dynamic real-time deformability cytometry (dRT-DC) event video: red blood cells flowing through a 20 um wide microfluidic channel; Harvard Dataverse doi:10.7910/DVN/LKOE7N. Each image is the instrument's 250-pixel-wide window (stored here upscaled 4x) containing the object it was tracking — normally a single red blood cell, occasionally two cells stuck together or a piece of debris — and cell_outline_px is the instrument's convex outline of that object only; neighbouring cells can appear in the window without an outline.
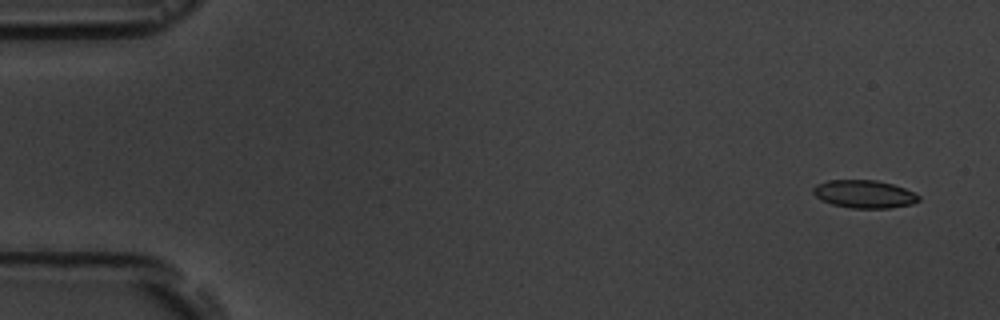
{"species": "common noctule bat (a hibernating species)", "species_latin": "Nyctalus noctula", "temperature_condition": "room temperature", "stored_images_in_passage": 5, "camera_frame_rate_fps": 3000, "um_per_image_px": 0.085, "animal": {"sex": "male", "body_mass_g": 19.5, "forearm_length_mm": 54.6}, "frame": {"image": 1, "passage_image": 1, "time_ms": 0.0, "image_size_px": [1000, 320], "cell_outline_px": [[920, 200], [912, 204], [888, 208], [852, 208], [832, 204], [820, 200], [812, 192], [812, 188], [816, 184], [828, 180], [876, 180], [892, 184], [904, 188], [920, 196]], "centroid_in_image_um": [73.43, 16.49], "position_along_channel_um": 11.6, "area_um2": 17.17}}
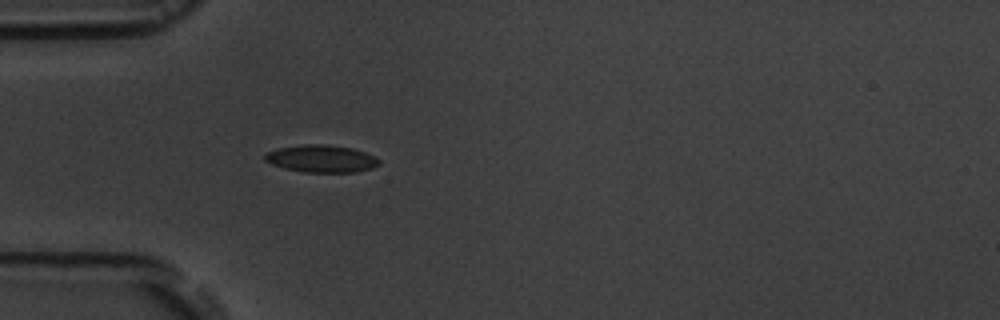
{"frame": {"image": 2, "passage_image": 5, "time_ms": 4.667, "image_size_px": [1000, 320], "cell_outline_px": [[380, 164], [372, 168], [356, 172], [304, 172], [284, 168], [272, 164], [264, 160], [264, 152], [276, 148], [304, 144], [324, 144], [352, 148], [376, 156], [380, 160]], "centroid_in_image_um": [27.3, 13.48], "position_along_channel_um": 57.7, "area_um2": 18.38}}